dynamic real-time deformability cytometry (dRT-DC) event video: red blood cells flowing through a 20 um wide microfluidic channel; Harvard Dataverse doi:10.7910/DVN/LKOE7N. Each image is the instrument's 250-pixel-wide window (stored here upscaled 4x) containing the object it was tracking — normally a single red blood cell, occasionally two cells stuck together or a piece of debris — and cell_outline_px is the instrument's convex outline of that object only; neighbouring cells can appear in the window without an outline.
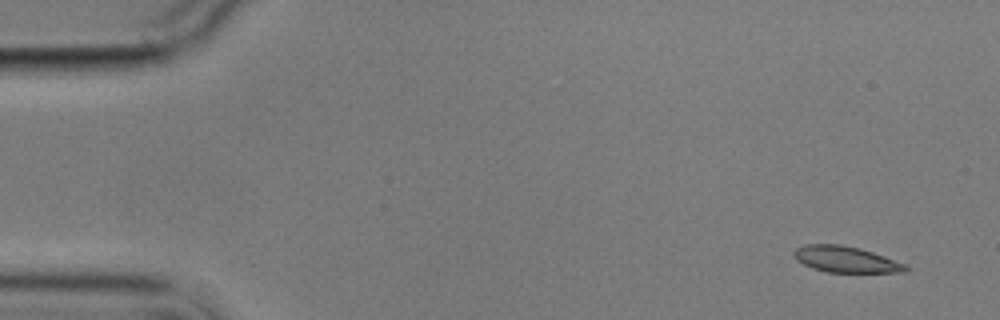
{"species": "common noctule bat (a hibernating species)", "species_latin": "Nyctalus noctula", "temperature_condition": "cold", "stored_images_in_passage": 6, "camera_frame_rate_fps": 3000, "um_per_image_px": 0.085, "animal": {"sex": "male", "body_mass_g": 17.9}, "frame": {"image": 1, "passage_image": 1, "time_ms": 0.0, "image_size_px": [1000, 320], "cell_outline_px": [[908, 268], [904, 272], [828, 272], [812, 268], [796, 260], [792, 256], [792, 252], [796, 248], [804, 244], [840, 244], [860, 248], [884, 256], [904, 264]], "centroid_in_image_um": [71.81, 22.03], "position_along_channel_um": 13.2, "area_um2": 16.94}}
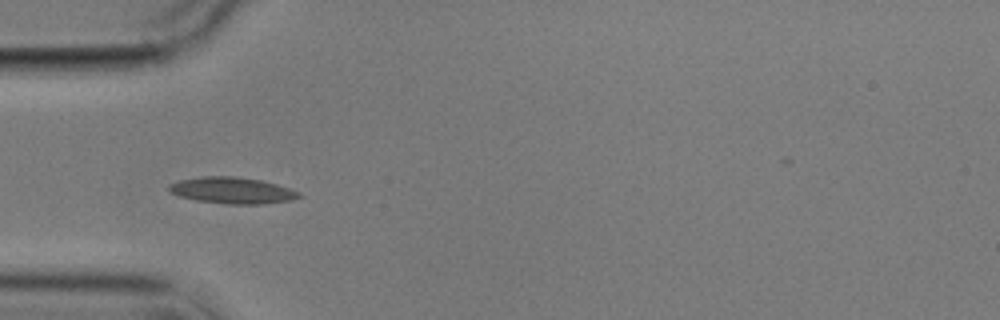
{"frame": {"image": 2, "passage_image": 5, "time_ms": 4.667, "image_size_px": [1000, 320], "cell_outline_px": [[300, 196], [292, 200], [264, 204], [228, 204], [196, 200], [180, 196], [168, 192], [168, 184], [180, 180], [204, 176], [232, 176], [260, 180], [276, 184], [300, 192]], "centroid_in_image_um": [19.71, 16.19], "position_along_channel_um": 65.3, "area_um2": 19.88}}
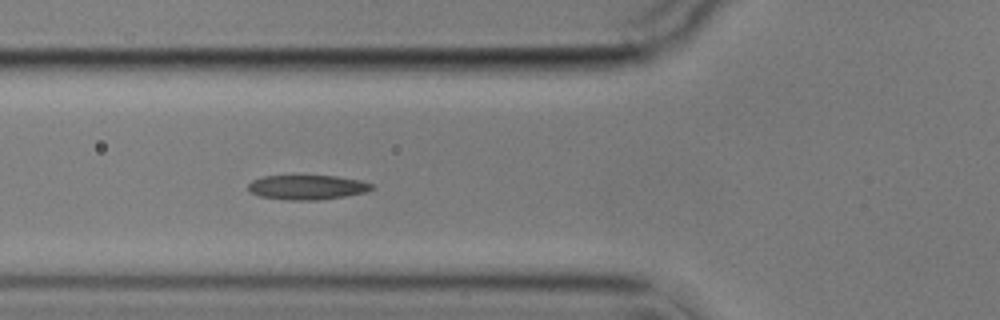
{"frame": {"image": 3, "passage_image": 6, "time_ms": 5.667, "image_size_px": [1000, 320], "cell_outline_px": [[376, 188], [368, 192], [344, 196], [316, 200], [288, 200], [260, 196], [248, 192], [248, 184], [252, 180], [264, 176], [336, 176], [360, 180], [372, 184]], "centroid_in_image_um": [26.12, 15.92], "position_along_channel_um": 99.7, "area_um2": 17.74}}